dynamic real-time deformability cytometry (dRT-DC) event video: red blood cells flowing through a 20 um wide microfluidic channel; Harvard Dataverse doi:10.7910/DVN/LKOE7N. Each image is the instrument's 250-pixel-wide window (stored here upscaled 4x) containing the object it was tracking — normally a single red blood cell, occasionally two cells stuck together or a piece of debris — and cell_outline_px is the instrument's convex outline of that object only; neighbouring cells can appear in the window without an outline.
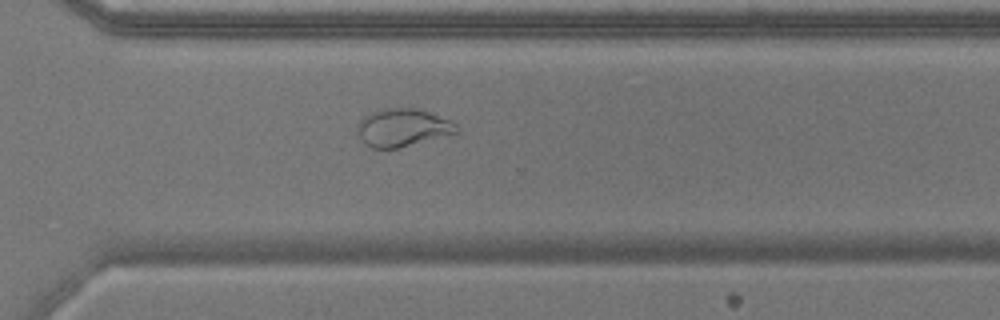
{"species": "common noctule bat (a hibernating species)", "species_latin": "Nyctalus noctula", "temperature_condition": "warm", "stored_images_in_passage": 55, "camera_frame_rate_fps": 3000, "um_per_image_px": 0.085, "animal": {"sex": "male", "body_mass_g": 17.9}, "frame": {"image": 1, "passage_image": 39, "time_ms": 12.667, "image_size_px": [1000, 320], "cell_outline_px": [[460, 132], [396, 148], [372, 148], [364, 144], [356, 128], [360, 120], [364, 116], [372, 112], [388, 108], [416, 108], [452, 120], [460, 128]], "centroid_in_image_um": [34.24, 10.84], "position_along_channel_um": 336.4, "area_um2": 21.73}}
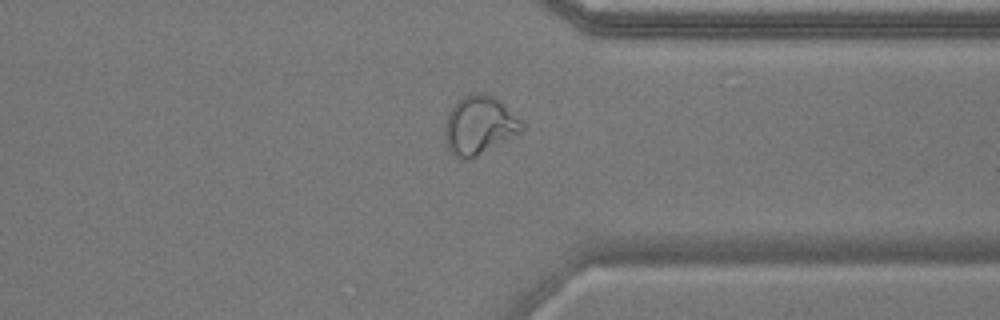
{"frame": {"image": 2, "passage_image": 42, "time_ms": 13.667, "image_size_px": [1000, 320], "cell_outline_px": [[524, 128], [520, 132], [476, 156], [468, 160], [464, 160], [456, 156], [448, 148], [444, 136], [444, 128], [448, 116], [456, 100], [472, 92], [476, 92], [492, 96], [520, 120], [524, 124]], "centroid_in_image_um": [40.69, 10.65], "position_along_channel_um": 370.7, "area_um2": 25.55}}
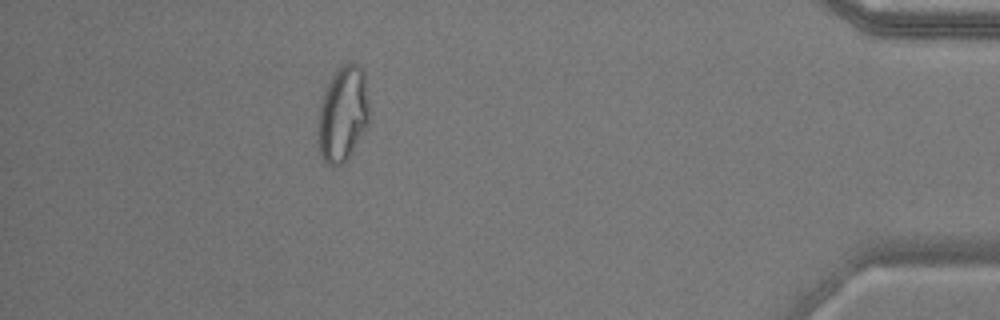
{"frame": {"image": 3, "passage_image": 49, "time_ms": 16.0, "image_size_px": [1000, 320], "cell_outline_px": [[368, 124], [348, 160], [344, 164], [328, 164], [324, 160], [320, 152], [316, 140], [316, 132], [320, 104], [324, 92], [332, 76], [344, 64], [356, 64], [364, 72], [368, 104]], "centroid_in_image_um": [29.11, 9.75], "position_along_channel_um": 406.1, "area_um2": 28.38}, "authors_computed_cell_mechanics": {"area_um2": 26.299, "velocity_mm_per_s": 3.6562, "shape_relaxation_time_tau1_ms": null, "shape_relaxation_time_tau2_ms": 0.6831, "deformation_change_tau1": null, "deformation_change_tau2": 0.0595}}